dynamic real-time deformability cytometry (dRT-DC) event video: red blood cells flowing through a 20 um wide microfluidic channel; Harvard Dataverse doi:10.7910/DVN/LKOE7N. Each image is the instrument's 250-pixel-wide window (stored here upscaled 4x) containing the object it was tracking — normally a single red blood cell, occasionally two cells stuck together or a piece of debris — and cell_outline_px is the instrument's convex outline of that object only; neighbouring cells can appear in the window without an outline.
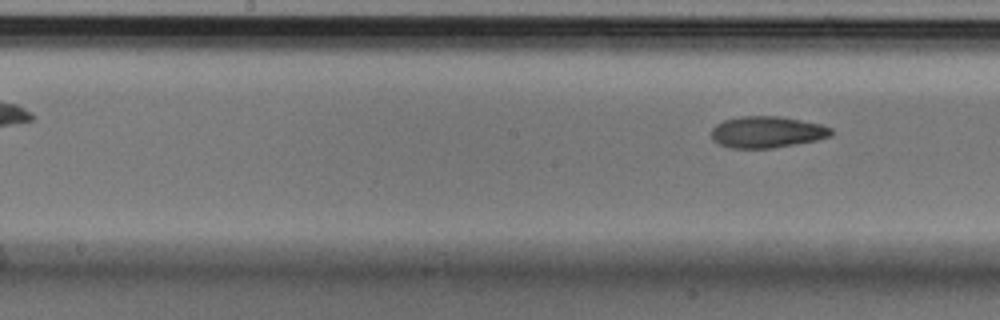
{"species": "Egyptian fruit bat (a non-hibernating species)", "species_latin": "Rousettus aegyptiacus", "temperature_condition": "cold", "stored_images_in_passage": 8, "camera_frame_rate_fps": 3000, "um_per_image_px": 0.085, "animal": {"sex": "male"}, "frame": {"image": 1, "passage_image": 8, "time_ms": 2.333, "image_size_px": [1000, 320], "cell_outline_px": [[832, 136], [816, 140], [796, 144], [772, 148], [732, 148], [720, 144], [712, 140], [712, 128], [716, 124], [724, 120], [740, 116], [780, 116], [820, 124], [832, 128]], "centroid_in_image_um": [65.19, 11.22], "position_along_channel_um": 183.0, "area_um2": 21.96}}